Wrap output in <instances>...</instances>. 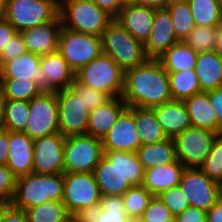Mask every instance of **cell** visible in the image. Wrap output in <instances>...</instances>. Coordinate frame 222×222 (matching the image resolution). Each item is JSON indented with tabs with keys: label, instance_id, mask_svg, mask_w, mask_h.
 Segmentation results:
<instances>
[{
	"label": "cell",
	"instance_id": "13",
	"mask_svg": "<svg viewBox=\"0 0 222 222\" xmlns=\"http://www.w3.org/2000/svg\"><path fill=\"white\" fill-rule=\"evenodd\" d=\"M179 186L190 206L206 212L222 196V185L210 179L200 168H185Z\"/></svg>",
	"mask_w": 222,
	"mask_h": 222
},
{
	"label": "cell",
	"instance_id": "32",
	"mask_svg": "<svg viewBox=\"0 0 222 222\" xmlns=\"http://www.w3.org/2000/svg\"><path fill=\"white\" fill-rule=\"evenodd\" d=\"M196 26L218 27L222 22L219 0H187Z\"/></svg>",
	"mask_w": 222,
	"mask_h": 222
},
{
	"label": "cell",
	"instance_id": "49",
	"mask_svg": "<svg viewBox=\"0 0 222 222\" xmlns=\"http://www.w3.org/2000/svg\"><path fill=\"white\" fill-rule=\"evenodd\" d=\"M208 98L218 118V133H222V87L208 91Z\"/></svg>",
	"mask_w": 222,
	"mask_h": 222
},
{
	"label": "cell",
	"instance_id": "50",
	"mask_svg": "<svg viewBox=\"0 0 222 222\" xmlns=\"http://www.w3.org/2000/svg\"><path fill=\"white\" fill-rule=\"evenodd\" d=\"M99 8L106 11L114 19L119 15L120 11L123 8V3L121 0H91Z\"/></svg>",
	"mask_w": 222,
	"mask_h": 222
},
{
	"label": "cell",
	"instance_id": "26",
	"mask_svg": "<svg viewBox=\"0 0 222 222\" xmlns=\"http://www.w3.org/2000/svg\"><path fill=\"white\" fill-rule=\"evenodd\" d=\"M194 71L201 91L207 92L222 87V57L214 50L198 53Z\"/></svg>",
	"mask_w": 222,
	"mask_h": 222
},
{
	"label": "cell",
	"instance_id": "23",
	"mask_svg": "<svg viewBox=\"0 0 222 222\" xmlns=\"http://www.w3.org/2000/svg\"><path fill=\"white\" fill-rule=\"evenodd\" d=\"M127 104L122 97H113L110 101L90 111L87 135L103 139L116 123Z\"/></svg>",
	"mask_w": 222,
	"mask_h": 222
},
{
	"label": "cell",
	"instance_id": "62",
	"mask_svg": "<svg viewBox=\"0 0 222 222\" xmlns=\"http://www.w3.org/2000/svg\"><path fill=\"white\" fill-rule=\"evenodd\" d=\"M7 0H0V3H6Z\"/></svg>",
	"mask_w": 222,
	"mask_h": 222
},
{
	"label": "cell",
	"instance_id": "29",
	"mask_svg": "<svg viewBox=\"0 0 222 222\" xmlns=\"http://www.w3.org/2000/svg\"><path fill=\"white\" fill-rule=\"evenodd\" d=\"M198 53L186 45L183 41H179L171 46L157 59L162 67L168 72L186 71L195 68Z\"/></svg>",
	"mask_w": 222,
	"mask_h": 222
},
{
	"label": "cell",
	"instance_id": "22",
	"mask_svg": "<svg viewBox=\"0 0 222 222\" xmlns=\"http://www.w3.org/2000/svg\"><path fill=\"white\" fill-rule=\"evenodd\" d=\"M152 109L167 138L174 139L178 134L192 126L183 101L172 100L154 106Z\"/></svg>",
	"mask_w": 222,
	"mask_h": 222
},
{
	"label": "cell",
	"instance_id": "10",
	"mask_svg": "<svg viewBox=\"0 0 222 222\" xmlns=\"http://www.w3.org/2000/svg\"><path fill=\"white\" fill-rule=\"evenodd\" d=\"M58 52L76 72L102 54L101 36L75 32L62 26Z\"/></svg>",
	"mask_w": 222,
	"mask_h": 222
},
{
	"label": "cell",
	"instance_id": "59",
	"mask_svg": "<svg viewBox=\"0 0 222 222\" xmlns=\"http://www.w3.org/2000/svg\"><path fill=\"white\" fill-rule=\"evenodd\" d=\"M123 5L138 3V0H121Z\"/></svg>",
	"mask_w": 222,
	"mask_h": 222
},
{
	"label": "cell",
	"instance_id": "40",
	"mask_svg": "<svg viewBox=\"0 0 222 222\" xmlns=\"http://www.w3.org/2000/svg\"><path fill=\"white\" fill-rule=\"evenodd\" d=\"M199 168L210 179L222 185V133L216 136L212 149Z\"/></svg>",
	"mask_w": 222,
	"mask_h": 222
},
{
	"label": "cell",
	"instance_id": "58",
	"mask_svg": "<svg viewBox=\"0 0 222 222\" xmlns=\"http://www.w3.org/2000/svg\"><path fill=\"white\" fill-rule=\"evenodd\" d=\"M5 5L6 3H0V21L4 19Z\"/></svg>",
	"mask_w": 222,
	"mask_h": 222
},
{
	"label": "cell",
	"instance_id": "56",
	"mask_svg": "<svg viewBox=\"0 0 222 222\" xmlns=\"http://www.w3.org/2000/svg\"><path fill=\"white\" fill-rule=\"evenodd\" d=\"M6 99L3 97L0 91V130L4 129V106Z\"/></svg>",
	"mask_w": 222,
	"mask_h": 222
},
{
	"label": "cell",
	"instance_id": "11",
	"mask_svg": "<svg viewBox=\"0 0 222 222\" xmlns=\"http://www.w3.org/2000/svg\"><path fill=\"white\" fill-rule=\"evenodd\" d=\"M29 118L24 133L36 139L59 133L56 91H42L29 101Z\"/></svg>",
	"mask_w": 222,
	"mask_h": 222
},
{
	"label": "cell",
	"instance_id": "41",
	"mask_svg": "<svg viewBox=\"0 0 222 222\" xmlns=\"http://www.w3.org/2000/svg\"><path fill=\"white\" fill-rule=\"evenodd\" d=\"M158 197L169 208L174 216L182 213L190 206L189 201L184 196L179 185L163 191Z\"/></svg>",
	"mask_w": 222,
	"mask_h": 222
},
{
	"label": "cell",
	"instance_id": "46",
	"mask_svg": "<svg viewBox=\"0 0 222 222\" xmlns=\"http://www.w3.org/2000/svg\"><path fill=\"white\" fill-rule=\"evenodd\" d=\"M0 222H29L25 210L16 209L11 204L0 205Z\"/></svg>",
	"mask_w": 222,
	"mask_h": 222
},
{
	"label": "cell",
	"instance_id": "35",
	"mask_svg": "<svg viewBox=\"0 0 222 222\" xmlns=\"http://www.w3.org/2000/svg\"><path fill=\"white\" fill-rule=\"evenodd\" d=\"M29 112V101L6 100L4 106V129L24 132Z\"/></svg>",
	"mask_w": 222,
	"mask_h": 222
},
{
	"label": "cell",
	"instance_id": "54",
	"mask_svg": "<svg viewBox=\"0 0 222 222\" xmlns=\"http://www.w3.org/2000/svg\"><path fill=\"white\" fill-rule=\"evenodd\" d=\"M137 4L147 6V7H152L154 9L166 7L165 0H138Z\"/></svg>",
	"mask_w": 222,
	"mask_h": 222
},
{
	"label": "cell",
	"instance_id": "7",
	"mask_svg": "<svg viewBox=\"0 0 222 222\" xmlns=\"http://www.w3.org/2000/svg\"><path fill=\"white\" fill-rule=\"evenodd\" d=\"M75 78L94 90L121 97L124 89V70L108 55L101 54L75 73Z\"/></svg>",
	"mask_w": 222,
	"mask_h": 222
},
{
	"label": "cell",
	"instance_id": "21",
	"mask_svg": "<svg viewBox=\"0 0 222 222\" xmlns=\"http://www.w3.org/2000/svg\"><path fill=\"white\" fill-rule=\"evenodd\" d=\"M34 139L24 132L9 131V156L6 165L18 178L33 173Z\"/></svg>",
	"mask_w": 222,
	"mask_h": 222
},
{
	"label": "cell",
	"instance_id": "12",
	"mask_svg": "<svg viewBox=\"0 0 222 222\" xmlns=\"http://www.w3.org/2000/svg\"><path fill=\"white\" fill-rule=\"evenodd\" d=\"M218 132L188 127L174 138L177 160L185 168H199L207 158Z\"/></svg>",
	"mask_w": 222,
	"mask_h": 222
},
{
	"label": "cell",
	"instance_id": "18",
	"mask_svg": "<svg viewBox=\"0 0 222 222\" xmlns=\"http://www.w3.org/2000/svg\"><path fill=\"white\" fill-rule=\"evenodd\" d=\"M177 42L179 40L168 9H155L150 36L144 44L147 57L157 59Z\"/></svg>",
	"mask_w": 222,
	"mask_h": 222
},
{
	"label": "cell",
	"instance_id": "60",
	"mask_svg": "<svg viewBox=\"0 0 222 222\" xmlns=\"http://www.w3.org/2000/svg\"><path fill=\"white\" fill-rule=\"evenodd\" d=\"M181 1H184V0H165L166 2V6L170 3H174V2H181Z\"/></svg>",
	"mask_w": 222,
	"mask_h": 222
},
{
	"label": "cell",
	"instance_id": "42",
	"mask_svg": "<svg viewBox=\"0 0 222 222\" xmlns=\"http://www.w3.org/2000/svg\"><path fill=\"white\" fill-rule=\"evenodd\" d=\"M174 217L169 208L159 199L153 196L149 205L144 210L139 222H164Z\"/></svg>",
	"mask_w": 222,
	"mask_h": 222
},
{
	"label": "cell",
	"instance_id": "38",
	"mask_svg": "<svg viewBox=\"0 0 222 222\" xmlns=\"http://www.w3.org/2000/svg\"><path fill=\"white\" fill-rule=\"evenodd\" d=\"M102 207L97 211L95 222H131L126 214L123 197L105 195L101 198Z\"/></svg>",
	"mask_w": 222,
	"mask_h": 222
},
{
	"label": "cell",
	"instance_id": "28",
	"mask_svg": "<svg viewBox=\"0 0 222 222\" xmlns=\"http://www.w3.org/2000/svg\"><path fill=\"white\" fill-rule=\"evenodd\" d=\"M41 56L26 51L0 67V79L33 80L40 67Z\"/></svg>",
	"mask_w": 222,
	"mask_h": 222
},
{
	"label": "cell",
	"instance_id": "4",
	"mask_svg": "<svg viewBox=\"0 0 222 222\" xmlns=\"http://www.w3.org/2000/svg\"><path fill=\"white\" fill-rule=\"evenodd\" d=\"M102 53L110 56L124 71L147 59L144 44L135 39L116 19L102 32Z\"/></svg>",
	"mask_w": 222,
	"mask_h": 222
},
{
	"label": "cell",
	"instance_id": "19",
	"mask_svg": "<svg viewBox=\"0 0 222 222\" xmlns=\"http://www.w3.org/2000/svg\"><path fill=\"white\" fill-rule=\"evenodd\" d=\"M62 28L60 16L55 20L21 31L26 51L47 55L58 51V38Z\"/></svg>",
	"mask_w": 222,
	"mask_h": 222
},
{
	"label": "cell",
	"instance_id": "34",
	"mask_svg": "<svg viewBox=\"0 0 222 222\" xmlns=\"http://www.w3.org/2000/svg\"><path fill=\"white\" fill-rule=\"evenodd\" d=\"M0 91L6 100L30 101L42 91L33 80L0 79Z\"/></svg>",
	"mask_w": 222,
	"mask_h": 222
},
{
	"label": "cell",
	"instance_id": "17",
	"mask_svg": "<svg viewBox=\"0 0 222 222\" xmlns=\"http://www.w3.org/2000/svg\"><path fill=\"white\" fill-rule=\"evenodd\" d=\"M103 151L136 152L142 145L136 121L134 118V107L127 106L116 123L102 139Z\"/></svg>",
	"mask_w": 222,
	"mask_h": 222
},
{
	"label": "cell",
	"instance_id": "37",
	"mask_svg": "<svg viewBox=\"0 0 222 222\" xmlns=\"http://www.w3.org/2000/svg\"><path fill=\"white\" fill-rule=\"evenodd\" d=\"M153 196L143 185L130 187L122 195L126 214L138 221Z\"/></svg>",
	"mask_w": 222,
	"mask_h": 222
},
{
	"label": "cell",
	"instance_id": "3",
	"mask_svg": "<svg viewBox=\"0 0 222 222\" xmlns=\"http://www.w3.org/2000/svg\"><path fill=\"white\" fill-rule=\"evenodd\" d=\"M63 194V173H29L17 178L11 205L16 209L26 210L49 201H62Z\"/></svg>",
	"mask_w": 222,
	"mask_h": 222
},
{
	"label": "cell",
	"instance_id": "5",
	"mask_svg": "<svg viewBox=\"0 0 222 222\" xmlns=\"http://www.w3.org/2000/svg\"><path fill=\"white\" fill-rule=\"evenodd\" d=\"M59 112V133L64 137L87 134L90 111L84 102V84L76 78L70 85L56 91Z\"/></svg>",
	"mask_w": 222,
	"mask_h": 222
},
{
	"label": "cell",
	"instance_id": "43",
	"mask_svg": "<svg viewBox=\"0 0 222 222\" xmlns=\"http://www.w3.org/2000/svg\"><path fill=\"white\" fill-rule=\"evenodd\" d=\"M17 177L7 165H0V205L11 204Z\"/></svg>",
	"mask_w": 222,
	"mask_h": 222
},
{
	"label": "cell",
	"instance_id": "45",
	"mask_svg": "<svg viewBox=\"0 0 222 222\" xmlns=\"http://www.w3.org/2000/svg\"><path fill=\"white\" fill-rule=\"evenodd\" d=\"M113 97L107 92H101L84 85V102L89 111L104 105Z\"/></svg>",
	"mask_w": 222,
	"mask_h": 222
},
{
	"label": "cell",
	"instance_id": "30",
	"mask_svg": "<svg viewBox=\"0 0 222 222\" xmlns=\"http://www.w3.org/2000/svg\"><path fill=\"white\" fill-rule=\"evenodd\" d=\"M134 118L142 145L167 139L152 108L134 107Z\"/></svg>",
	"mask_w": 222,
	"mask_h": 222
},
{
	"label": "cell",
	"instance_id": "33",
	"mask_svg": "<svg viewBox=\"0 0 222 222\" xmlns=\"http://www.w3.org/2000/svg\"><path fill=\"white\" fill-rule=\"evenodd\" d=\"M29 222H71L72 215L62 201H49L25 210Z\"/></svg>",
	"mask_w": 222,
	"mask_h": 222
},
{
	"label": "cell",
	"instance_id": "16",
	"mask_svg": "<svg viewBox=\"0 0 222 222\" xmlns=\"http://www.w3.org/2000/svg\"><path fill=\"white\" fill-rule=\"evenodd\" d=\"M75 71L58 52L41 56L35 83L41 91H57L70 88L75 80Z\"/></svg>",
	"mask_w": 222,
	"mask_h": 222
},
{
	"label": "cell",
	"instance_id": "2",
	"mask_svg": "<svg viewBox=\"0 0 222 222\" xmlns=\"http://www.w3.org/2000/svg\"><path fill=\"white\" fill-rule=\"evenodd\" d=\"M144 173L136 152L124 151H104L93 171L102 196H122L130 187L142 185Z\"/></svg>",
	"mask_w": 222,
	"mask_h": 222
},
{
	"label": "cell",
	"instance_id": "57",
	"mask_svg": "<svg viewBox=\"0 0 222 222\" xmlns=\"http://www.w3.org/2000/svg\"><path fill=\"white\" fill-rule=\"evenodd\" d=\"M59 9L71 0H51Z\"/></svg>",
	"mask_w": 222,
	"mask_h": 222
},
{
	"label": "cell",
	"instance_id": "1",
	"mask_svg": "<svg viewBox=\"0 0 222 222\" xmlns=\"http://www.w3.org/2000/svg\"><path fill=\"white\" fill-rule=\"evenodd\" d=\"M122 100L127 106L152 108L172 101L168 72L160 61L148 58L124 71Z\"/></svg>",
	"mask_w": 222,
	"mask_h": 222
},
{
	"label": "cell",
	"instance_id": "48",
	"mask_svg": "<svg viewBox=\"0 0 222 222\" xmlns=\"http://www.w3.org/2000/svg\"><path fill=\"white\" fill-rule=\"evenodd\" d=\"M102 207L101 202L90 207L83 208L72 214L71 220L73 222H95L97 218V211Z\"/></svg>",
	"mask_w": 222,
	"mask_h": 222
},
{
	"label": "cell",
	"instance_id": "20",
	"mask_svg": "<svg viewBox=\"0 0 222 222\" xmlns=\"http://www.w3.org/2000/svg\"><path fill=\"white\" fill-rule=\"evenodd\" d=\"M155 9L137 3L123 6L115 18L135 39L145 44L150 36Z\"/></svg>",
	"mask_w": 222,
	"mask_h": 222
},
{
	"label": "cell",
	"instance_id": "9",
	"mask_svg": "<svg viewBox=\"0 0 222 222\" xmlns=\"http://www.w3.org/2000/svg\"><path fill=\"white\" fill-rule=\"evenodd\" d=\"M60 9L51 0H7L4 18L16 32L55 21Z\"/></svg>",
	"mask_w": 222,
	"mask_h": 222
},
{
	"label": "cell",
	"instance_id": "36",
	"mask_svg": "<svg viewBox=\"0 0 222 222\" xmlns=\"http://www.w3.org/2000/svg\"><path fill=\"white\" fill-rule=\"evenodd\" d=\"M166 8L171 15L177 39L183 41V39L196 26L189 3L187 0L174 2L168 4Z\"/></svg>",
	"mask_w": 222,
	"mask_h": 222
},
{
	"label": "cell",
	"instance_id": "14",
	"mask_svg": "<svg viewBox=\"0 0 222 222\" xmlns=\"http://www.w3.org/2000/svg\"><path fill=\"white\" fill-rule=\"evenodd\" d=\"M62 203L72 215L101 201L102 195L93 173H65Z\"/></svg>",
	"mask_w": 222,
	"mask_h": 222
},
{
	"label": "cell",
	"instance_id": "31",
	"mask_svg": "<svg viewBox=\"0 0 222 222\" xmlns=\"http://www.w3.org/2000/svg\"><path fill=\"white\" fill-rule=\"evenodd\" d=\"M168 78L172 100L183 101L202 92L194 69L168 73Z\"/></svg>",
	"mask_w": 222,
	"mask_h": 222
},
{
	"label": "cell",
	"instance_id": "25",
	"mask_svg": "<svg viewBox=\"0 0 222 222\" xmlns=\"http://www.w3.org/2000/svg\"><path fill=\"white\" fill-rule=\"evenodd\" d=\"M191 125L218 132V118L207 92H200L183 100Z\"/></svg>",
	"mask_w": 222,
	"mask_h": 222
},
{
	"label": "cell",
	"instance_id": "63",
	"mask_svg": "<svg viewBox=\"0 0 222 222\" xmlns=\"http://www.w3.org/2000/svg\"><path fill=\"white\" fill-rule=\"evenodd\" d=\"M219 3H220L221 10H222V0H219Z\"/></svg>",
	"mask_w": 222,
	"mask_h": 222
},
{
	"label": "cell",
	"instance_id": "52",
	"mask_svg": "<svg viewBox=\"0 0 222 222\" xmlns=\"http://www.w3.org/2000/svg\"><path fill=\"white\" fill-rule=\"evenodd\" d=\"M9 156V131L0 130V165H6Z\"/></svg>",
	"mask_w": 222,
	"mask_h": 222
},
{
	"label": "cell",
	"instance_id": "6",
	"mask_svg": "<svg viewBox=\"0 0 222 222\" xmlns=\"http://www.w3.org/2000/svg\"><path fill=\"white\" fill-rule=\"evenodd\" d=\"M59 16L63 27L96 36L114 20L91 0H71L60 8Z\"/></svg>",
	"mask_w": 222,
	"mask_h": 222
},
{
	"label": "cell",
	"instance_id": "47",
	"mask_svg": "<svg viewBox=\"0 0 222 222\" xmlns=\"http://www.w3.org/2000/svg\"><path fill=\"white\" fill-rule=\"evenodd\" d=\"M175 217L178 222H207V212L194 206H189Z\"/></svg>",
	"mask_w": 222,
	"mask_h": 222
},
{
	"label": "cell",
	"instance_id": "39",
	"mask_svg": "<svg viewBox=\"0 0 222 222\" xmlns=\"http://www.w3.org/2000/svg\"><path fill=\"white\" fill-rule=\"evenodd\" d=\"M217 27L195 26L183 42L197 53L215 50Z\"/></svg>",
	"mask_w": 222,
	"mask_h": 222
},
{
	"label": "cell",
	"instance_id": "8",
	"mask_svg": "<svg viewBox=\"0 0 222 222\" xmlns=\"http://www.w3.org/2000/svg\"><path fill=\"white\" fill-rule=\"evenodd\" d=\"M104 154L102 139L91 135L65 137V173H93Z\"/></svg>",
	"mask_w": 222,
	"mask_h": 222
},
{
	"label": "cell",
	"instance_id": "27",
	"mask_svg": "<svg viewBox=\"0 0 222 222\" xmlns=\"http://www.w3.org/2000/svg\"><path fill=\"white\" fill-rule=\"evenodd\" d=\"M136 154L145 170L177 161L175 142L172 138L154 144L141 145Z\"/></svg>",
	"mask_w": 222,
	"mask_h": 222
},
{
	"label": "cell",
	"instance_id": "15",
	"mask_svg": "<svg viewBox=\"0 0 222 222\" xmlns=\"http://www.w3.org/2000/svg\"><path fill=\"white\" fill-rule=\"evenodd\" d=\"M65 137L60 133L34 139L33 173H63Z\"/></svg>",
	"mask_w": 222,
	"mask_h": 222
},
{
	"label": "cell",
	"instance_id": "44",
	"mask_svg": "<svg viewBox=\"0 0 222 222\" xmlns=\"http://www.w3.org/2000/svg\"><path fill=\"white\" fill-rule=\"evenodd\" d=\"M26 52L23 37L20 32H16L10 38L6 47H3L0 52V67L8 62Z\"/></svg>",
	"mask_w": 222,
	"mask_h": 222
},
{
	"label": "cell",
	"instance_id": "53",
	"mask_svg": "<svg viewBox=\"0 0 222 222\" xmlns=\"http://www.w3.org/2000/svg\"><path fill=\"white\" fill-rule=\"evenodd\" d=\"M207 222H222V196L207 211Z\"/></svg>",
	"mask_w": 222,
	"mask_h": 222
},
{
	"label": "cell",
	"instance_id": "61",
	"mask_svg": "<svg viewBox=\"0 0 222 222\" xmlns=\"http://www.w3.org/2000/svg\"><path fill=\"white\" fill-rule=\"evenodd\" d=\"M164 222H178L176 217H172L171 219L167 220V221H164Z\"/></svg>",
	"mask_w": 222,
	"mask_h": 222
},
{
	"label": "cell",
	"instance_id": "55",
	"mask_svg": "<svg viewBox=\"0 0 222 222\" xmlns=\"http://www.w3.org/2000/svg\"><path fill=\"white\" fill-rule=\"evenodd\" d=\"M214 51L222 57V22L217 27L216 46Z\"/></svg>",
	"mask_w": 222,
	"mask_h": 222
},
{
	"label": "cell",
	"instance_id": "24",
	"mask_svg": "<svg viewBox=\"0 0 222 222\" xmlns=\"http://www.w3.org/2000/svg\"><path fill=\"white\" fill-rule=\"evenodd\" d=\"M185 166L176 161L146 169L142 185L154 196L179 185Z\"/></svg>",
	"mask_w": 222,
	"mask_h": 222
},
{
	"label": "cell",
	"instance_id": "51",
	"mask_svg": "<svg viewBox=\"0 0 222 222\" xmlns=\"http://www.w3.org/2000/svg\"><path fill=\"white\" fill-rule=\"evenodd\" d=\"M16 33L15 28L4 18L0 21V52L9 41V38Z\"/></svg>",
	"mask_w": 222,
	"mask_h": 222
}]
</instances>
